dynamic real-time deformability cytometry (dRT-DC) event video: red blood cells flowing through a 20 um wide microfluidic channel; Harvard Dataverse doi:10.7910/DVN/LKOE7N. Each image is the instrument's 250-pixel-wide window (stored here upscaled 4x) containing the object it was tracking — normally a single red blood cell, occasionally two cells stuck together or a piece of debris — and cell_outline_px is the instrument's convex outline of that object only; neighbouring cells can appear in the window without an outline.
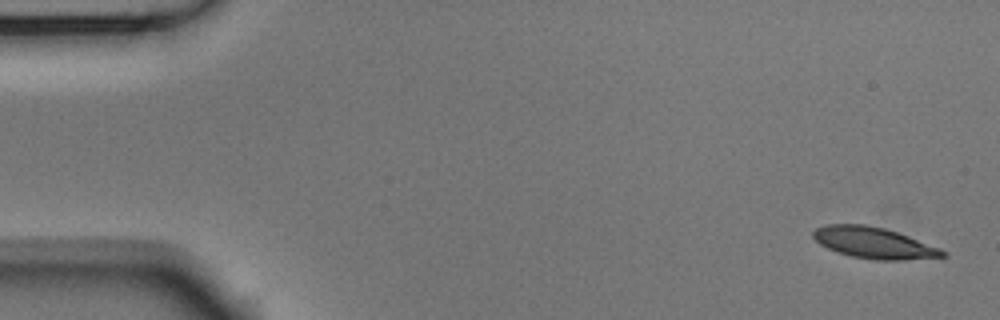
{"species": "Egyptian fruit bat (a non-hibernating species)", "species_latin": "Rousettus aegyptiacus", "temperature_condition": "room temperature", "stored_images_in_passage": 53, "camera_frame_rate_fps": 3000, "um_per_image_px": 0.085, "animal": {"sex": "male"}, "frame": {"image": 1, "passage_image": 1, "time_ms": 0.0, "image_size_px": [1000, 320], "cell_outline_px": [[948, 256], [904, 260], [872, 260], [852, 256], [828, 248], [820, 244], [812, 236], [812, 232], [816, 228], [824, 224], [864, 224], [884, 228], [908, 236], [940, 248], [948, 252]], "centroid_in_image_um": [74.28, 20.64], "position_along_channel_um": 10.7, "area_um2": 23.47}}
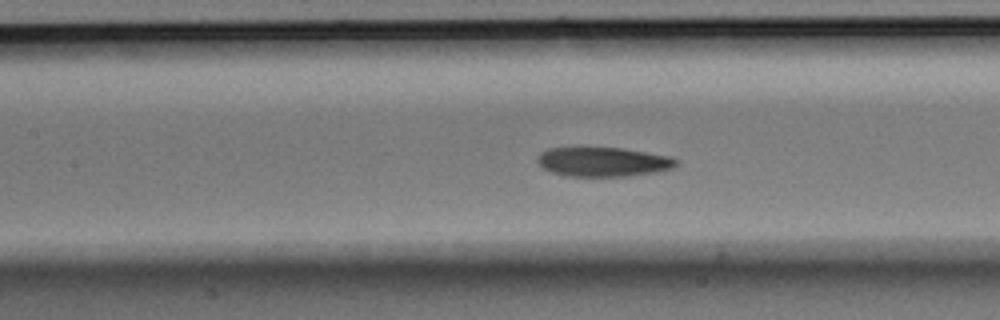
{"frame": {"image": 2, "passage_image": 23, "time_ms": 7.333, "image_size_px": [1000, 320], "cell_outline_px": [[680, 160], [672, 168], [656, 172], [628, 176], [568, 176], [552, 172], [544, 168], [536, 160], [540, 152], [548, 148], [624, 148], [672, 156]], "centroid_in_image_um": [51.31, 13.75], "position_along_channel_um": 156.1, "area_um2": 23.76}}
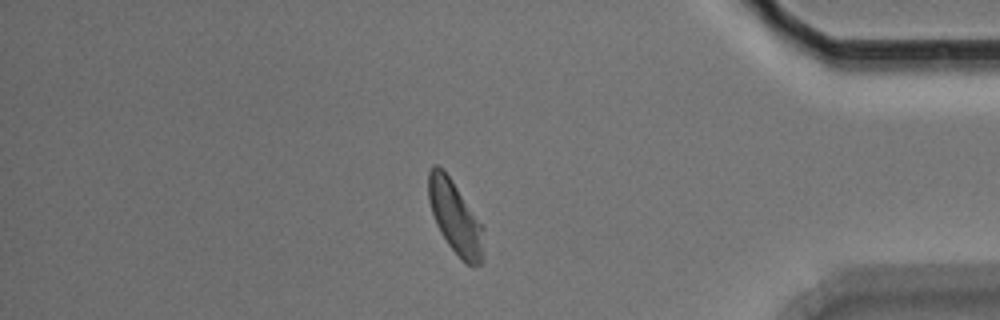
{"frame": {"image": 3, "passage_image": 45, "time_ms": 14.667, "image_size_px": [1000, 320], "cell_outline_px": [[484, 260], [476, 268], [472, 268], [448, 244], [440, 232], [436, 224], [428, 200], [428, 172], [432, 164], [436, 164], [444, 168], [484, 228]], "centroid_in_image_um": [38.7, 18.48], "position_along_channel_um": 396.5, "area_um2": 23.58}, "authors_computed_cell_mechanics": {"area_um2": 24.2182, "velocity_mm_per_s": 3.6986, "shape_relaxation_time_tau1_ms": 4.1677, "shape_relaxation_time_tau2_ms": 2.5968, "deformation_change_tau1": 0.1392, "deformation_change_tau2": 0.0749}}